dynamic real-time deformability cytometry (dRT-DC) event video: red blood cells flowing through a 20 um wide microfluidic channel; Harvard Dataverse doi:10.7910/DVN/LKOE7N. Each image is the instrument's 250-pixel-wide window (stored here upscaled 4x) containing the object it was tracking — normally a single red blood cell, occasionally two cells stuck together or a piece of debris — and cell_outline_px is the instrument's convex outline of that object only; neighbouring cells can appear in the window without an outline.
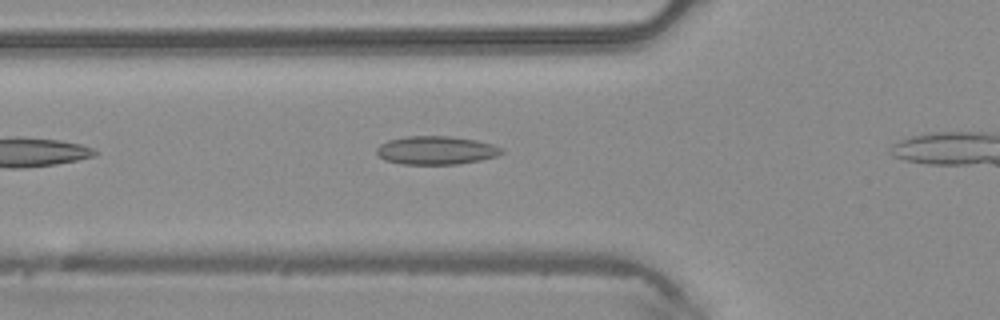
{"species": "common noctule bat (a hibernating species)", "species_latin": "Nyctalus noctula", "temperature_condition": "warm", "stored_images_in_passage": 13, "camera_frame_rate_fps": 3000, "um_per_image_px": 0.085, "animal": {"sex": "male", "body_mass_g": 20.4}, "frame": {"image": 1, "passage_image": 4, "time_ms": 1.0, "image_size_px": [1000, 320], "cell_outline_px": [[504, 152], [496, 156], [480, 160], [456, 164], [400, 164], [384, 160], [376, 152], [376, 148], [380, 144], [388, 140], [408, 136], [448, 136], [476, 140], [492, 144], [504, 148]], "centroid_in_image_um": [37.06, 12.77], "position_along_channel_um": 88.7, "area_um2": 20.69}}
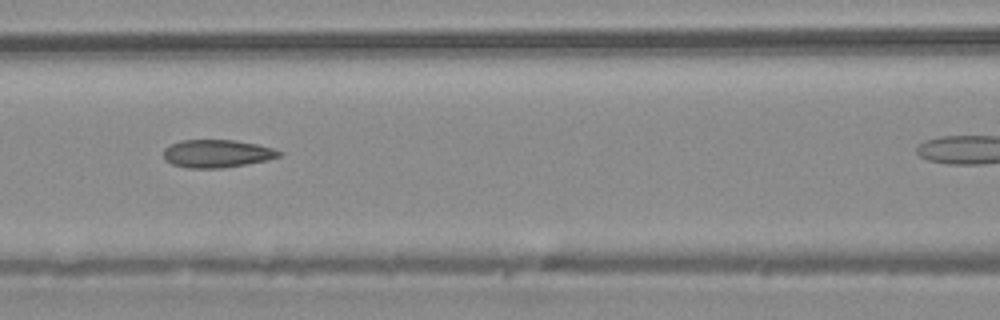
{"frame": {"image": 2, "passage_image": 8, "time_ms": 2.333, "image_size_px": [1000, 320], "cell_outline_px": [[284, 152], [280, 156], [268, 160], [220, 168], [188, 168], [172, 164], [164, 160], [164, 148], [180, 140], [232, 140], [256, 144], [272, 148]], "centroid_in_image_um": [18.43, 13.05], "position_along_channel_um": 148.2, "area_um2": 18.67}}